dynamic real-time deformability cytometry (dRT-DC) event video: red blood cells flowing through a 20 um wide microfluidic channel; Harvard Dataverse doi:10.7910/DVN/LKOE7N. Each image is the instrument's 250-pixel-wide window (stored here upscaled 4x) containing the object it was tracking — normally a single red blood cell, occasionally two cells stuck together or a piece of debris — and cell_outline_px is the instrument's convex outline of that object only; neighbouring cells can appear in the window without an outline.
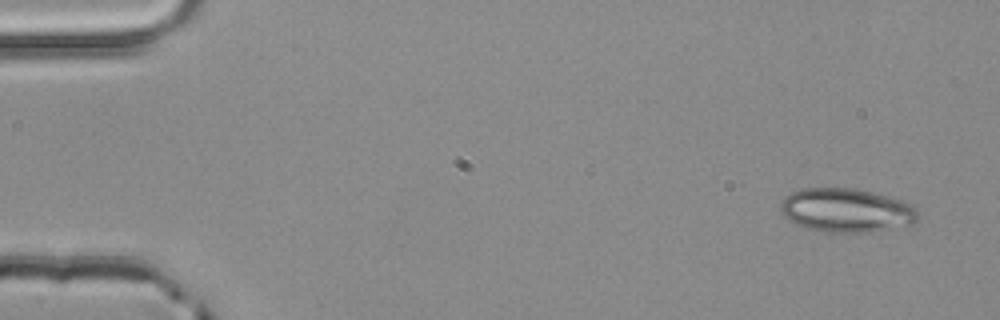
{"species": "common noctule bat (a hibernating species)", "species_latin": "Nyctalus noctula", "temperature_condition": "room temperature", "stored_images_in_passage": 3, "camera_frame_rate_fps": 3000, "um_per_image_px": 0.085, "animal": {"sex": "male", "body_mass_g": 20.4}, "frame": {"image": 1, "passage_image": 1, "time_ms": 0.0, "image_size_px": [1000, 320], "cell_outline_px": [[916, 220], [912, 224], [868, 232], [824, 232], [808, 228], [796, 224], [788, 220], [780, 212], [780, 204], [792, 192], [800, 188], [852, 188], [872, 192], [900, 200], [912, 204], [916, 208]], "centroid_in_image_um": [71.9, 17.87], "position_along_channel_um": 13.1, "area_um2": 34.8}}